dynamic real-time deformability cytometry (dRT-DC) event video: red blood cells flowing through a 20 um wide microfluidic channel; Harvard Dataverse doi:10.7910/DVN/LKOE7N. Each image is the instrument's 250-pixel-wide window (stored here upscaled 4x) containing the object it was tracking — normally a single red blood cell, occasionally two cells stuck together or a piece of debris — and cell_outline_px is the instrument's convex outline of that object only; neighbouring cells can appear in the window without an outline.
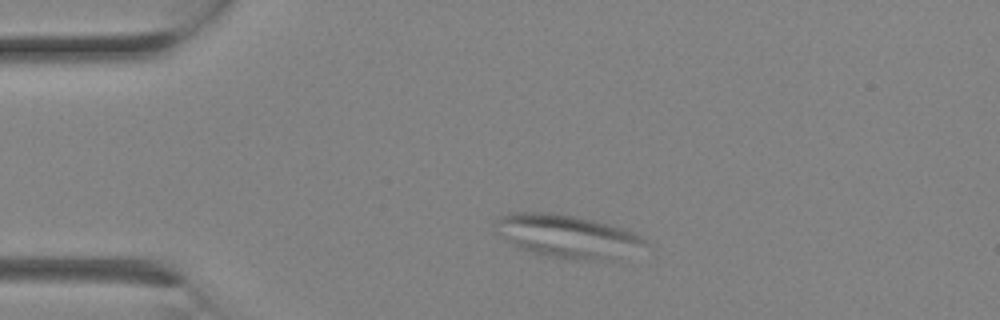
{"species": "Egyptian fruit bat (a non-hibernating species)", "species_latin": "Rousettus aegyptiacus", "temperature_condition": "room temperature", "stored_images_in_passage": 1, "camera_frame_rate_fps": 3000, "um_per_image_px": 0.085, "animal": {"sex": "female"}, "frame": {"image": 1, "passage_image": 1, "time_ms": 0.0, "image_size_px": [1000, 320], "cell_outline_px": [[648, 244], [612, 260], [588, 260], [552, 256], [520, 248], [512, 244], [496, 232], [496, 224], [500, 216], [508, 212], [552, 212], [576, 216], [624, 228], [640, 236]], "centroid_in_image_um": [48.2, 20.05], "position_along_channel_um": 36.8, "area_um2": 36.82}}